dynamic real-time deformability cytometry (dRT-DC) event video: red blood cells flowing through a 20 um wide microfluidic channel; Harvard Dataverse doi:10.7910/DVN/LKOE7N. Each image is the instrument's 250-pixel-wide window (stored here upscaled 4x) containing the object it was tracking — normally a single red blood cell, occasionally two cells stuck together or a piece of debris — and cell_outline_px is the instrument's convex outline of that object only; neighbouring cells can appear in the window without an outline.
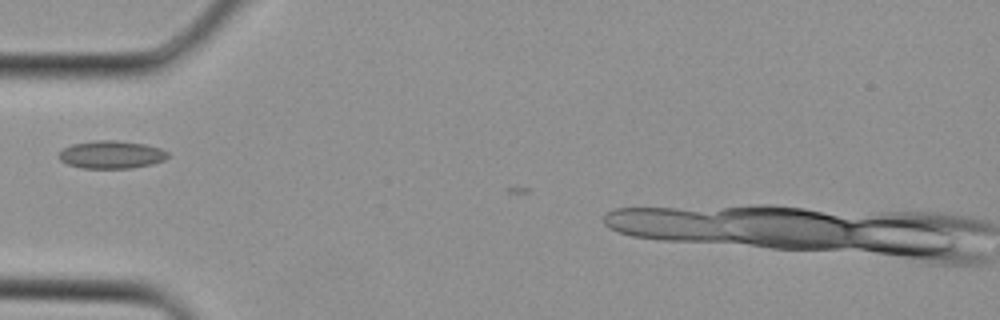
{"species": "Egyptian fruit bat (a non-hibernating species)", "species_latin": "Rousettus aegyptiacus", "temperature_condition": "cold", "stored_images_in_passage": 4, "segment_of_instrument_passage": [1, 2], "camera_frame_rate_fps": 3000, "um_per_image_px": 0.085, "animal": {"sex": "female"}, "frame": {"image": 1, "passage_image": 3, "time_ms": 0.667, "image_size_px": [1000, 320], "cell_outline_px": [[168, 156], [164, 160], [152, 164], [132, 168], [80, 168], [68, 164], [60, 160], [60, 152], [64, 148], [72, 144], [96, 140], [116, 140], [144, 144], [160, 148], [168, 152]], "centroid_in_image_um": [9.48, 13.14], "position_along_channel_um": 75.5, "area_um2": 17.57}}